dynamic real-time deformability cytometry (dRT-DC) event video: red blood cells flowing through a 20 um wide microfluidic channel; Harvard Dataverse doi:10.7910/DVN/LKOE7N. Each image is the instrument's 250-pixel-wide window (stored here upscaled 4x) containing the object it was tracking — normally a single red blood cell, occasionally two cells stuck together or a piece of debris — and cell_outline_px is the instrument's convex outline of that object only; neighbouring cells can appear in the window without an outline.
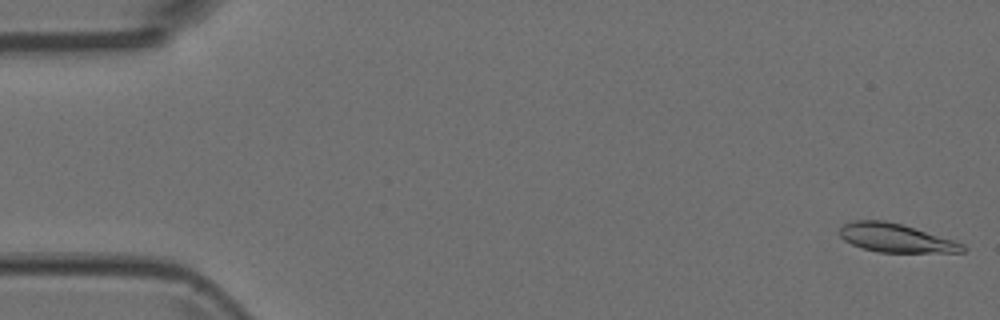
{"species": "Egyptian fruit bat (a non-hibernating species)", "species_latin": "Rousettus aegyptiacus", "temperature_condition": "room temperature", "stored_images_in_passage": 4, "camera_frame_rate_fps": 3000, "um_per_image_px": 0.085, "animal": {"sex": "female"}, "frame": {"image": 1, "passage_image": 1, "time_ms": 0.0, "image_size_px": [1000, 320], "cell_outline_px": [[968, 248], [964, 252], [876, 252], [852, 244], [844, 240], [840, 236], [840, 228], [844, 224], [852, 220], [884, 220], [900, 224], [952, 240], [964, 244]], "centroid_in_image_um": [76.12, 20.23], "position_along_channel_um": 8.9, "area_um2": 20.17}}
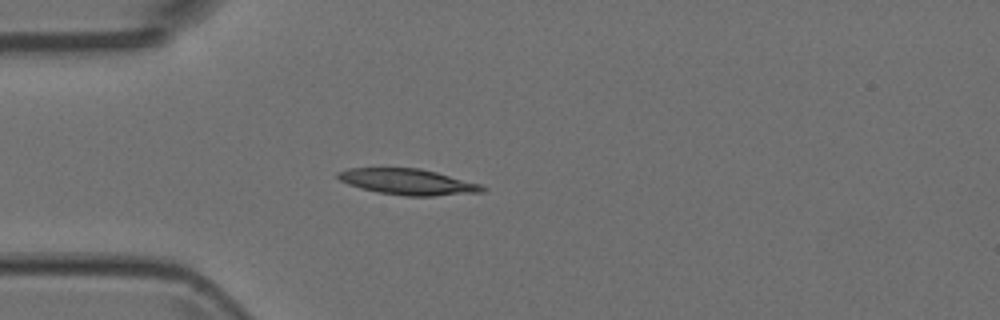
{"frame": {"image": 2, "passage_image": 4, "time_ms": 1.0, "image_size_px": [1000, 320], "cell_outline_px": [[488, 188], [484, 192], [432, 196], [404, 196], [380, 192], [360, 188], [348, 184], [340, 180], [336, 176], [336, 172], [348, 168], [420, 168], [436, 172], [480, 184]], "centroid_in_image_um": [34.66, 15.45], "position_along_channel_um": 50.3, "area_um2": 21.79}}